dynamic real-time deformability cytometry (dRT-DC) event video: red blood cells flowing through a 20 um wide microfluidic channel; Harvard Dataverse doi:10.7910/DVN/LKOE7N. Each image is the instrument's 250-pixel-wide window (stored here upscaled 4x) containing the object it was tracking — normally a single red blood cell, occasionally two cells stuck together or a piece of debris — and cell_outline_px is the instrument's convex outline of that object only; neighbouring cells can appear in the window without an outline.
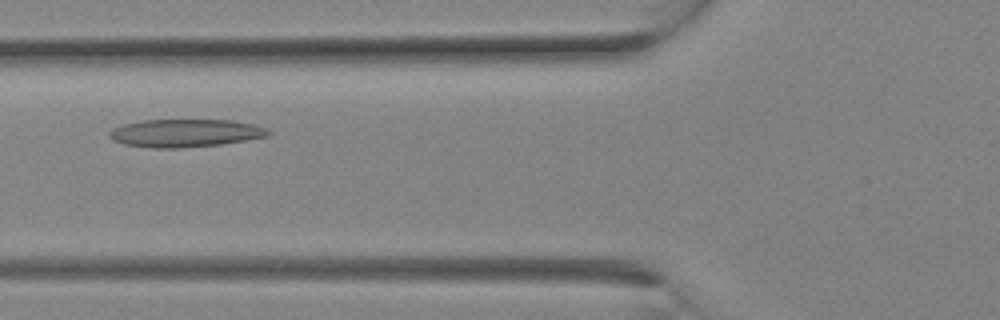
{"species": "Egyptian fruit bat (a non-hibernating species)", "species_latin": "Rousettus aegyptiacus", "temperature_condition": "room temperature", "stored_images_in_passage": 8, "camera_frame_rate_fps": 3000, "um_per_image_px": 0.085, "animal": {"sex": "female"}, "frame": {"image": 1, "passage_image": 7, "time_ms": 2.0, "image_size_px": [1000, 320], "cell_outline_px": [[272, 132], [268, 136], [248, 140], [220, 144], [180, 148], [152, 148], [124, 144], [112, 140], [108, 136], [108, 132], [112, 128], [124, 124], [140, 120], [232, 120], [252, 124], [264, 128]], "centroid_in_image_um": [15.71, 11.31], "position_along_channel_um": 110.1, "area_um2": 25.89}}